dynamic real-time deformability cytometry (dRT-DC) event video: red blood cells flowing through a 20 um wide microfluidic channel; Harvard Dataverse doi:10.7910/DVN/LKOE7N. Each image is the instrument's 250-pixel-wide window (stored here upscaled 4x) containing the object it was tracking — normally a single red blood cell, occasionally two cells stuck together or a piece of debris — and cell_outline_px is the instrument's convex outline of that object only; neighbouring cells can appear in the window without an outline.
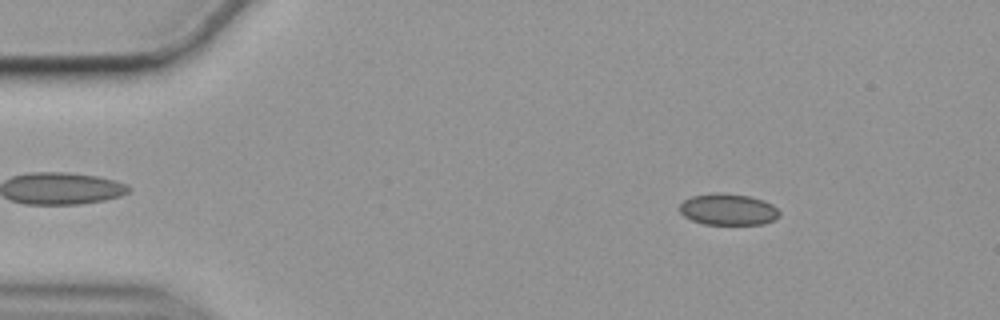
{"species": "common noctule bat (a hibernating species)", "species_latin": "Nyctalus noctula", "temperature_condition": "cold", "stored_images_in_passage": 56, "camera_frame_rate_fps": 3000, "um_per_image_px": 0.085, "animal": {"sex": "female", "body_mass_g": 19.9}, "frame": {"image": 1, "passage_image": 7, "time_ms": 2.0, "image_size_px": [1000, 320], "cell_outline_px": [[780, 216], [764, 224], [704, 224], [692, 220], [684, 216], [680, 212], [680, 204], [684, 200], [692, 196], [716, 192], [720, 192], [748, 196], [764, 200], [772, 204], [780, 212]], "centroid_in_image_um": [61.89, 17.8], "position_along_channel_um": 23.1, "area_um2": 18.26}}
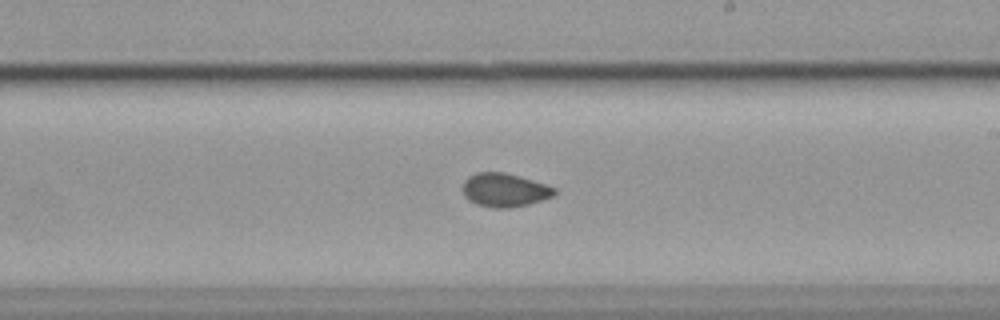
{"frame": {"image": 2, "passage_image": 32, "time_ms": 10.333, "image_size_px": [1000, 320], "cell_outline_px": [[556, 192], [552, 196], [528, 204], [508, 208], [492, 208], [476, 204], [468, 200], [464, 196], [464, 180], [468, 176], [476, 172], [504, 172], [520, 176], [556, 188]], "centroid_in_image_um": [42.86, 16.15], "position_along_channel_um": 246.1, "area_um2": 17.86}}
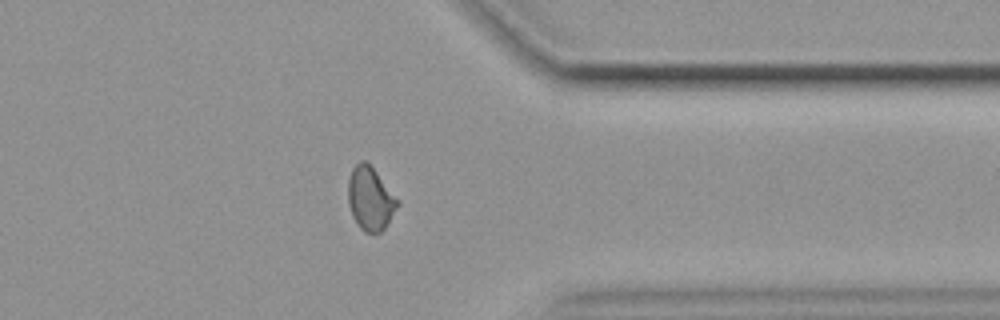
{"frame": {"image": 3, "passage_image": 44, "time_ms": 14.333, "image_size_px": [1000, 320], "cell_outline_px": [[400, 204], [384, 228], [380, 232], [364, 232], [360, 228], [352, 216], [348, 204], [348, 180], [352, 168], [360, 160], [364, 160], [376, 172], [400, 200]], "centroid_in_image_um": [31.47, 16.88], "position_along_channel_um": 379.9, "area_um2": 18.21}}